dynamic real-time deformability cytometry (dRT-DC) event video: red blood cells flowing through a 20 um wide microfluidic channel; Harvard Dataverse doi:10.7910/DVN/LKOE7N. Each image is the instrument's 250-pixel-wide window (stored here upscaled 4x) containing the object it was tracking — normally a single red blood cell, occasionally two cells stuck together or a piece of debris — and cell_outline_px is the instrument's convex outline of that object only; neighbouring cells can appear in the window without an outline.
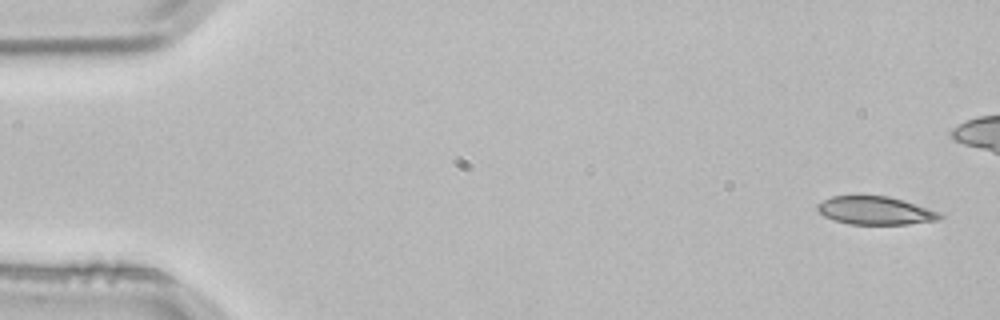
{"species": "common noctule bat (a hibernating species)", "species_latin": "Nyctalus noctula", "temperature_condition": "room temperature", "stored_images_in_passage": 4, "camera_frame_rate_fps": 3000, "um_per_image_px": 0.085, "animal": {"sex": "male", "body_mass_g": 21.5, "forearm_length_mm": 52.0}, "frame": {"image": 1, "passage_image": 1, "time_ms": 0.0, "image_size_px": [1000, 320], "cell_outline_px": [[944, 216], [940, 220], [908, 224], [848, 224], [824, 216], [816, 208], [816, 204], [832, 196], [888, 196], [904, 200], [940, 212]], "centroid_in_image_um": [74.43, 17.9], "position_along_channel_um": 10.6, "area_um2": 20.06}}